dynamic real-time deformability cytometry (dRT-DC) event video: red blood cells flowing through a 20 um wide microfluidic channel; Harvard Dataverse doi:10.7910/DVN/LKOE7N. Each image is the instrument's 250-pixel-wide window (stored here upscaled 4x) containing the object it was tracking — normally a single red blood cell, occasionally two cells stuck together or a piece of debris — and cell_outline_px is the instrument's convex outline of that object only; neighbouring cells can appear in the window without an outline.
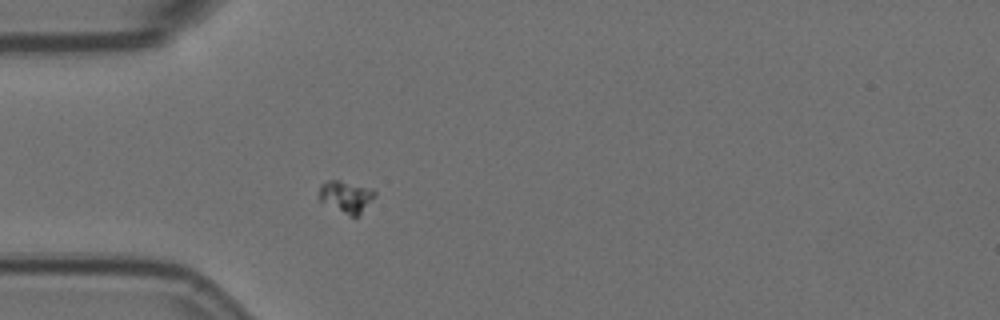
{"species": "Egyptian fruit bat (a non-hibernating species)", "species_latin": "Rousettus aegyptiacus", "temperature_condition": "room temperature", "stored_images_in_passage": 49, "camera_frame_rate_fps": 3000, "um_per_image_px": 0.085, "animal": {"sex": "female"}, "frame": {"image": 1, "passage_image": 8, "time_ms": 2.333, "image_size_px": [1000, 320], "cell_outline_px": [[376, 196], [360, 216], [348, 216], [320, 200], [320, 184], [328, 180], [336, 180], [372, 188], [376, 192]], "centroid_in_image_um": [29.47, 16.73], "position_along_channel_um": 55.5, "area_um2": 10.35}}
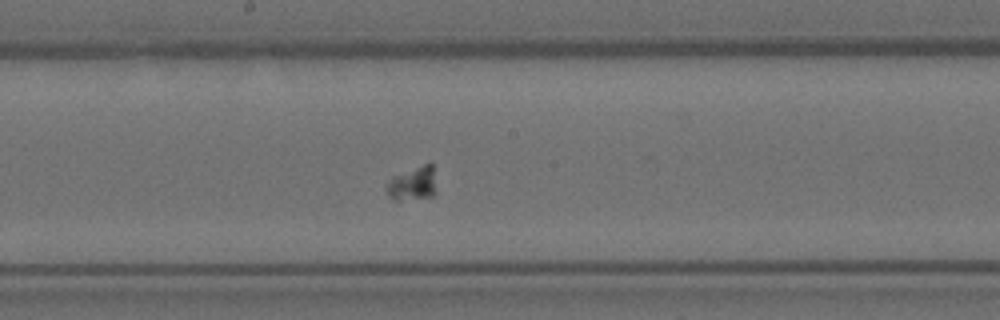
{"frame": {"image": 2, "passage_image": 22, "time_ms": 7.0, "image_size_px": [1000, 320], "cell_outline_px": [[436, 192], [432, 196], [396, 200], [392, 200], [388, 196], [384, 188], [388, 180], [392, 176], [428, 160], [432, 160]], "centroid_in_image_um": [35.06, 15.54], "position_along_channel_um": 213.1, "area_um2": 10.29}}
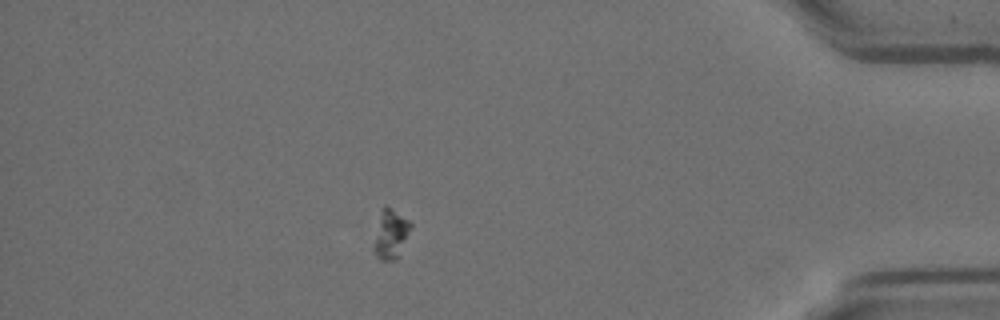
{"frame": {"image": 3, "passage_image": 42, "time_ms": 13.667, "image_size_px": [1000, 320], "cell_outline_px": [[412, 224], [396, 260], [380, 260], [376, 256], [372, 248], [372, 244], [380, 208], [384, 204], [392, 208], [408, 220]], "centroid_in_image_um": [33.13, 19.87], "position_along_channel_um": 402.1, "area_um2": 10.69}}